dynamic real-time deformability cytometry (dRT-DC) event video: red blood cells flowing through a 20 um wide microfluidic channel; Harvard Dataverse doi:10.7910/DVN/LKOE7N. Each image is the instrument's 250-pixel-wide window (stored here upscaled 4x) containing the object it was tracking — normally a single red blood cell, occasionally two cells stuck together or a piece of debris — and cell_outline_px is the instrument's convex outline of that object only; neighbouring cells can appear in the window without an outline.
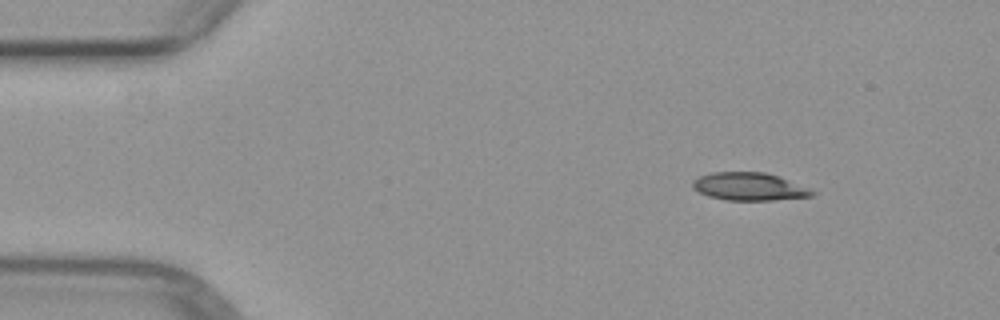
{"species": "common noctule bat (a hibernating species)", "species_latin": "Nyctalus noctula", "temperature_condition": "warm", "stored_images_in_passage": 4, "camera_frame_rate_fps": 3000, "um_per_image_px": 0.085, "animal": {"sex": "female", "body_mass_g": 29.2, "forearm_length_mm": 56.3}, "frame": {"image": 1, "passage_image": 1, "time_ms": 0.0, "image_size_px": [1000, 320], "cell_outline_px": [[816, 196], [772, 200], [724, 200], [708, 196], [692, 188], [692, 180], [700, 176], [712, 172], [764, 172], [780, 176], [812, 188], [816, 192]], "centroid_in_image_um": [63.74, 15.86], "position_along_channel_um": 21.3, "area_um2": 19.71}}
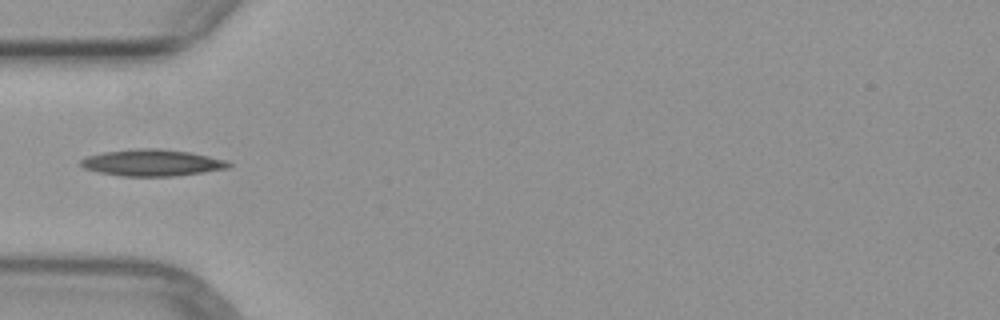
{"frame": {"image": 2, "passage_image": 4, "time_ms": 3.333, "image_size_px": [1000, 320], "cell_outline_px": [[232, 164], [228, 168], [176, 176], [120, 176], [100, 172], [84, 168], [80, 164], [80, 160], [88, 156], [104, 152], [136, 148], [160, 148], [192, 152], [228, 160]], "centroid_in_image_um": [12.96, 13.82], "position_along_channel_um": 72.0, "area_um2": 23.0}}